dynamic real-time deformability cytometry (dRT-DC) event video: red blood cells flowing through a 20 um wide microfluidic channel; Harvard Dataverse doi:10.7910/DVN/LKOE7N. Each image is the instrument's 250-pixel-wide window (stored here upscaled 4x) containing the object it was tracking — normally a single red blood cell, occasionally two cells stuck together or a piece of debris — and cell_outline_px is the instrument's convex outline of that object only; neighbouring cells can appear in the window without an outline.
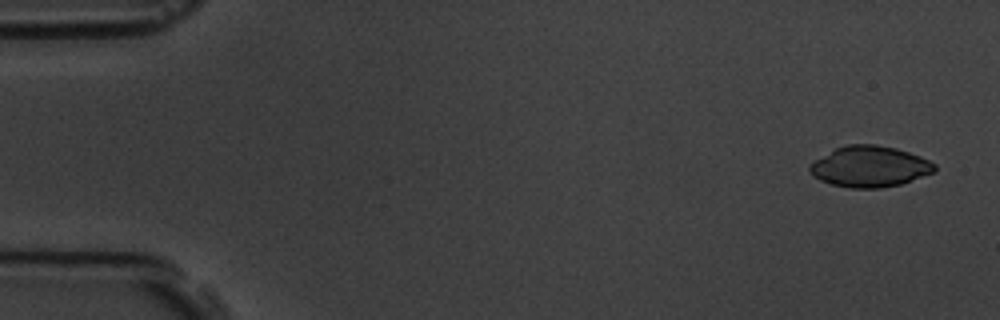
{"species": "common noctule bat (a hibernating species)", "species_latin": "Nyctalus noctula", "temperature_condition": "room temperature", "stored_images_in_passage": 5, "camera_frame_rate_fps": 3000, "um_per_image_px": 0.085, "animal": {"sex": "male", "body_mass_g": 19.5, "forearm_length_mm": 54.6}, "frame": {"image": 1, "passage_image": 1, "time_ms": 0.0, "image_size_px": [1000, 320], "cell_outline_px": [[936, 172], [900, 184], [880, 188], [848, 188], [832, 184], [820, 180], [808, 168], [808, 164], [836, 148], [848, 144], [876, 144], [896, 148], [920, 156], [936, 164]], "centroid_in_image_um": [73.95, 14.15], "position_along_channel_um": 11.1, "area_um2": 29.71}}